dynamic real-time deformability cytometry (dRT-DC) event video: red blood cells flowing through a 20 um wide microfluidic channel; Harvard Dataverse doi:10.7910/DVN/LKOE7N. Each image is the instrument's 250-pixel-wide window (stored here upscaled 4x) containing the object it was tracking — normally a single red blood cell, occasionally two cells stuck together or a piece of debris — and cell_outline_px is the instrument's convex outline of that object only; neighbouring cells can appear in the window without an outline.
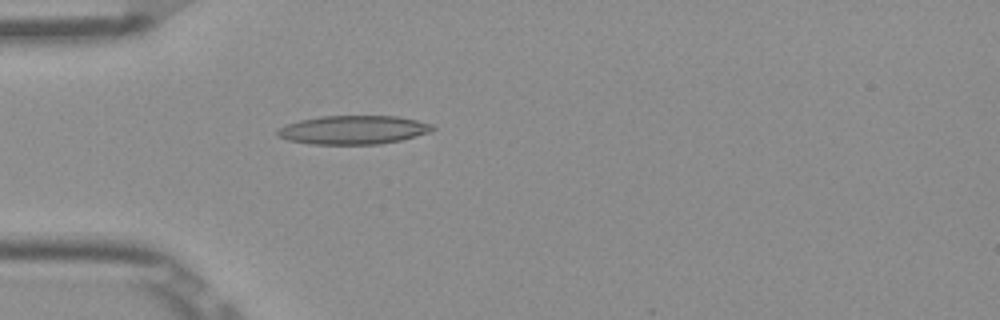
{"species": "Egyptian fruit bat (a non-hibernating species)", "species_latin": "Rousettus aegyptiacus", "temperature_condition": "room temperature", "stored_images_in_passage": 52, "camera_frame_rate_fps": 3000, "um_per_image_px": 0.085, "frame": {"image": 1, "passage_image": 15, "time_ms": 4.667, "image_size_px": [1000, 320], "cell_outline_px": [[436, 128], [432, 132], [400, 140], [380, 144], [312, 144], [288, 140], [276, 136], [276, 128], [300, 120], [320, 116], [396, 116], [416, 120], [432, 124]], "centroid_in_image_um": [30.02, 11.04], "position_along_channel_um": 55.0, "area_um2": 26.01}}
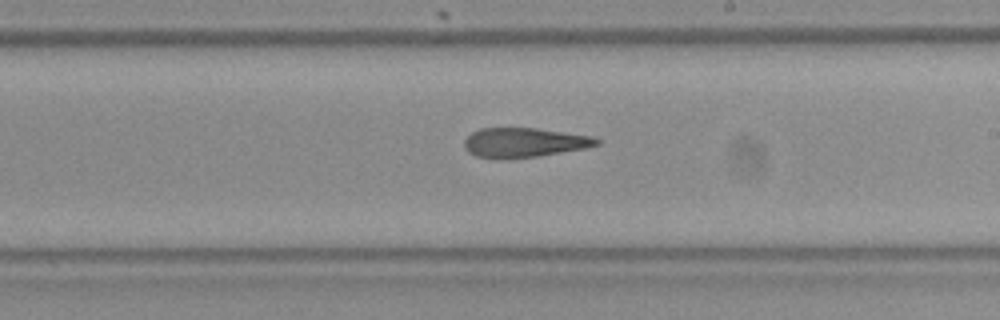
{"frame": {"image": 2, "passage_image": 30, "time_ms": 9.667, "image_size_px": [1000, 320], "cell_outline_px": [[600, 144], [588, 148], [540, 156], [500, 160], [476, 156], [468, 152], [464, 148], [464, 140], [472, 132], [480, 128], [536, 128], [592, 136], [600, 140]], "centroid_in_image_um": [44.55, 12.13], "position_along_channel_um": 244.5, "area_um2": 23.12}}
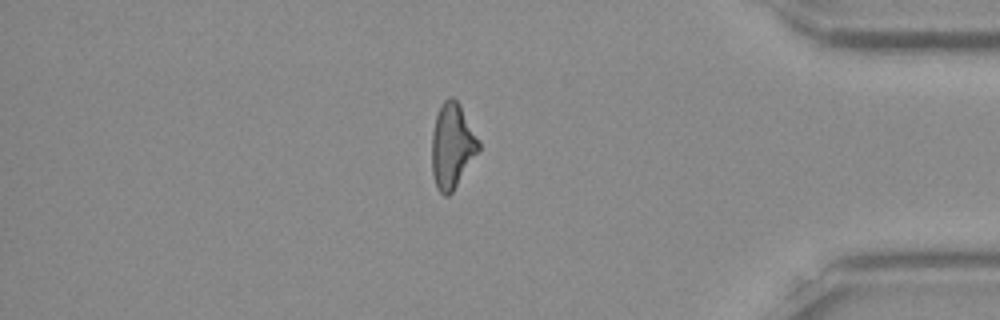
{"frame": {"image": 3, "passage_image": 44, "time_ms": 14.333, "image_size_px": [1000, 320], "cell_outline_px": [[480, 148], [452, 192], [448, 196], [444, 196], [440, 192], [432, 176], [432, 132], [436, 116], [444, 100], [448, 96], [452, 96], [460, 104], [480, 140]], "centroid_in_image_um": [38.43, 12.37], "position_along_channel_um": 396.8, "area_um2": 23.06}, "authors_computed_cell_mechanics": {"area_um2": 24.0737, "velocity_mm_per_s": 3.9257, "shape_relaxation_time_tau1_ms": null, "shape_relaxation_time_tau2_ms": 5.4046, "deformation_change_tau1": null, "deformation_change_tau2": 0.1849}}